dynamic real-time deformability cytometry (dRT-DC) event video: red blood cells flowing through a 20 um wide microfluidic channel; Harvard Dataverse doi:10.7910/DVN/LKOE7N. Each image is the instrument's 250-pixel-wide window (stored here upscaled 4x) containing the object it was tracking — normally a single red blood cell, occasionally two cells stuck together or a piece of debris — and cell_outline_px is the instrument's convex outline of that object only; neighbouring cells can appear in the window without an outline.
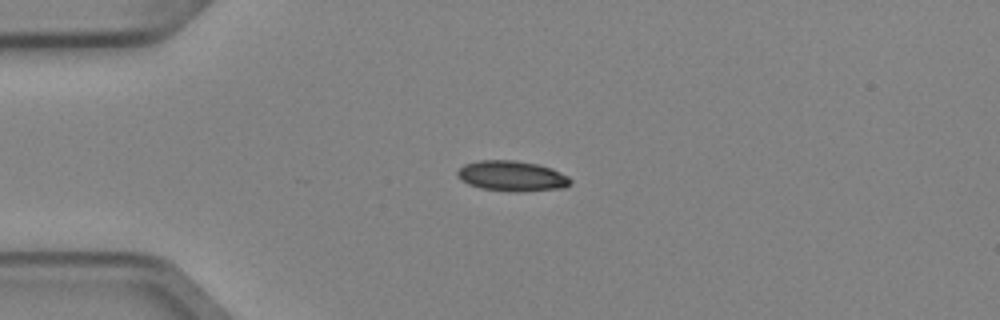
{"species": "Egyptian fruit bat (a non-hibernating species)", "species_latin": "Rousettus aegyptiacus", "temperature_condition": "cold", "stored_images_in_passage": 2, "camera_frame_rate_fps": 3000, "um_per_image_px": 0.085, "animal": {"sex": "female"}, "frame": {"image": 1, "passage_image": 1, "time_ms": 0.0, "image_size_px": [1000, 320], "cell_outline_px": [[572, 184], [564, 188], [516, 192], [480, 188], [468, 184], [456, 176], [456, 172], [464, 164], [476, 160], [516, 160], [536, 164], [552, 168], [568, 176], [572, 180]], "centroid_in_image_um": [43.51, 14.96], "position_along_channel_um": 41.5, "area_um2": 20.17}}